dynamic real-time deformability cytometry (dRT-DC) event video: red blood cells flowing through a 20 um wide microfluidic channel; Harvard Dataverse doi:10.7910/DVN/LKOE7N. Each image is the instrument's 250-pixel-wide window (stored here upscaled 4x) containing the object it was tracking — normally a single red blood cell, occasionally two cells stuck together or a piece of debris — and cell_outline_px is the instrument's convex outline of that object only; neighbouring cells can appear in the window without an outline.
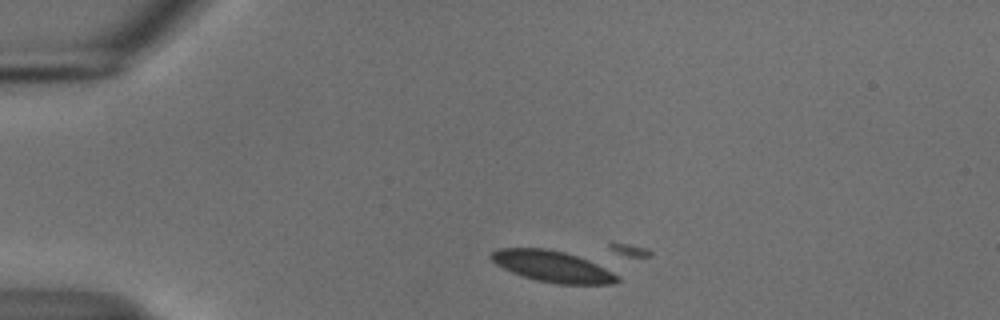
{"species": "common noctule bat (a hibernating species)", "species_latin": "Nyctalus noctula", "temperature_condition": "cold", "stored_images_in_passage": 14, "camera_frame_rate_fps": 3000, "um_per_image_px": 0.085, "animal": {"sex": "male", "body_mass_g": 18.8}, "frame": {"image": 1, "passage_image": 12, "time_ms": 3.667, "image_size_px": [1000, 320], "cell_outline_px": [[620, 280], [616, 284], [556, 284], [536, 280], [512, 272], [496, 264], [488, 256], [492, 252], [500, 248], [548, 248], [564, 252], [588, 260], [620, 276]], "centroid_in_image_um": [46.97, 22.65], "position_along_channel_um": 38.0, "area_um2": 22.83}}